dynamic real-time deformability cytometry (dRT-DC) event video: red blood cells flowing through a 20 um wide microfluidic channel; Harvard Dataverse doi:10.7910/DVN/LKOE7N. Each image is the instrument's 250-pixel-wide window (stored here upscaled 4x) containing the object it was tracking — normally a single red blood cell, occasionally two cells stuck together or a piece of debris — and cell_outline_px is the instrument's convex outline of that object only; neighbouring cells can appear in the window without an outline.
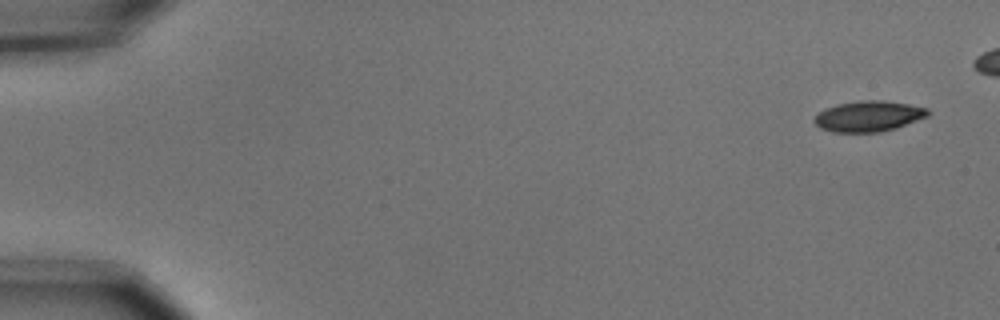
{"species": "common noctule bat (a hibernating species)", "species_latin": "Nyctalus noctula", "temperature_condition": "cold", "stored_images_in_passage": 6, "camera_frame_rate_fps": 3000, "um_per_image_px": 0.085, "animal": {"sex": "male", "body_mass_g": 15.6}, "frame": {"image": 1, "passage_image": 1, "time_ms": 0.0, "image_size_px": [1000, 320], "cell_outline_px": [[932, 112], [928, 116], [896, 128], [880, 132], [832, 132], [820, 128], [812, 120], [816, 112], [824, 108], [836, 104], [860, 100], [884, 100], [908, 104], [928, 108]], "centroid_in_image_um": [73.8, 9.87], "position_along_channel_um": 11.2, "area_um2": 20.63}}